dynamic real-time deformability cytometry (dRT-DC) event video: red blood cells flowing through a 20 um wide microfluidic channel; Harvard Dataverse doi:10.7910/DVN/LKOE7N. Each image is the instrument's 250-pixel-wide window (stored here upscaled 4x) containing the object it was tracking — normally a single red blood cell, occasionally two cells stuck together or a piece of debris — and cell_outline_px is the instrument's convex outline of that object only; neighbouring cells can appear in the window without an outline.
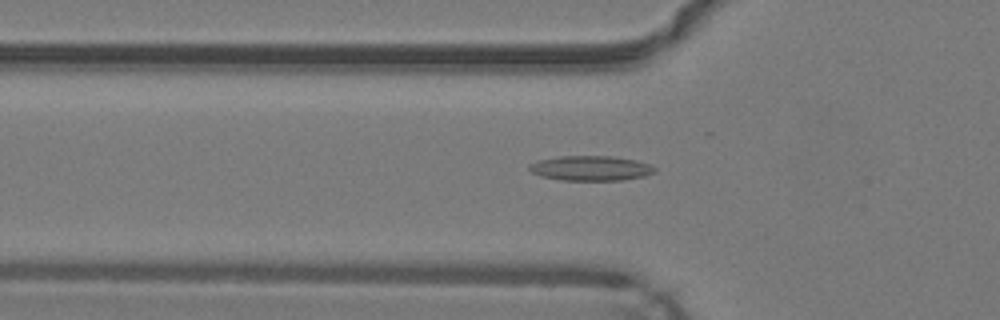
{"species": "common noctule bat (a hibernating species)", "species_latin": "Nyctalus noctula", "temperature_condition": "warm", "stored_images_in_passage": 43, "camera_frame_rate_fps": 3000, "um_per_image_px": 0.085, "animal": {"sex": "male", "body_mass_g": 19.2, "forearm_length_mm": 51.8}, "frame": {"image": 1, "passage_image": 10, "time_ms": 3.0, "image_size_px": [1000, 320], "cell_outline_px": [[656, 172], [644, 176], [620, 180], [560, 180], [540, 176], [532, 172], [528, 168], [528, 164], [540, 160], [560, 156], [612, 156], [632, 160], [648, 164], [656, 168]], "centroid_in_image_um": [50.18, 14.3], "position_along_channel_um": 75.6, "area_um2": 18.03}}
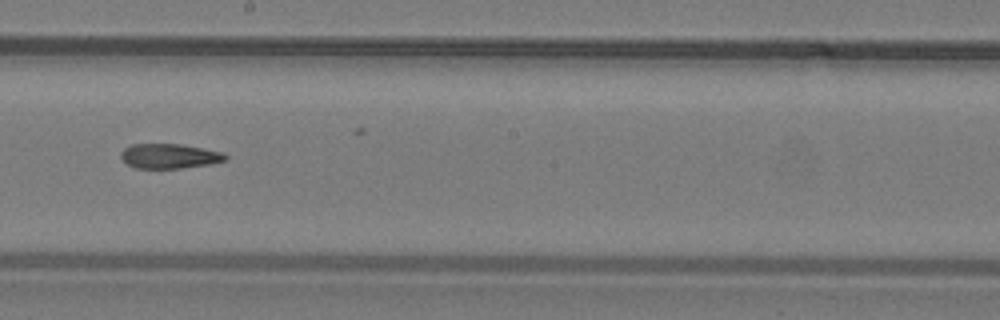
{"frame": {"image": 2, "passage_image": 21, "time_ms": 6.667, "image_size_px": [1000, 320], "cell_outline_px": [[228, 160], [212, 164], [180, 168], [136, 168], [128, 164], [120, 156], [120, 152], [124, 148], [132, 144], [180, 144], [204, 148], [224, 152], [228, 156]], "centroid_in_image_um": [14.45, 13.26], "position_along_channel_um": 233.7, "area_um2": 15.2}}
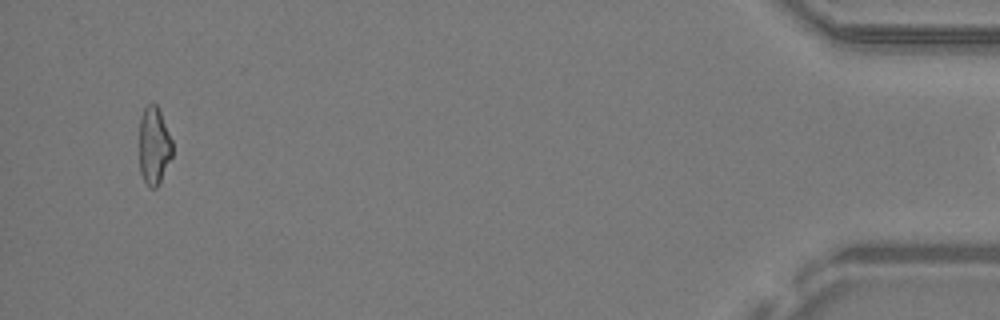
{"frame": {"image": 3, "passage_image": 40, "time_ms": 13.0, "image_size_px": [1000, 320], "cell_outline_px": [[172, 156], [156, 188], [152, 188], [144, 180], [140, 172], [140, 120], [144, 108], [148, 104], [156, 104], [160, 112], [172, 140]], "centroid_in_image_um": [13.09, 12.38], "position_along_channel_um": 422.1, "area_um2": 14.62}}